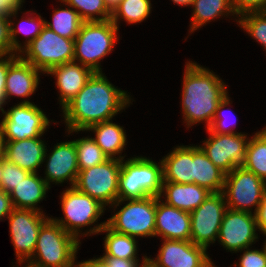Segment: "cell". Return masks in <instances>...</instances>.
<instances>
[{
    "label": "cell",
    "mask_w": 266,
    "mask_h": 267,
    "mask_svg": "<svg viewBox=\"0 0 266 267\" xmlns=\"http://www.w3.org/2000/svg\"><path fill=\"white\" fill-rule=\"evenodd\" d=\"M192 6L191 33L219 16L236 14L231 0H194Z\"/></svg>",
    "instance_id": "83f0119b"
},
{
    "label": "cell",
    "mask_w": 266,
    "mask_h": 267,
    "mask_svg": "<svg viewBox=\"0 0 266 267\" xmlns=\"http://www.w3.org/2000/svg\"><path fill=\"white\" fill-rule=\"evenodd\" d=\"M206 251L191 240L163 239L159 254L151 261L157 267H216Z\"/></svg>",
    "instance_id": "2e32d148"
},
{
    "label": "cell",
    "mask_w": 266,
    "mask_h": 267,
    "mask_svg": "<svg viewBox=\"0 0 266 267\" xmlns=\"http://www.w3.org/2000/svg\"><path fill=\"white\" fill-rule=\"evenodd\" d=\"M207 68L187 62L183 78L182 113L188 127L206 121L211 126L219 103L228 95L226 84Z\"/></svg>",
    "instance_id": "7a4b0ae2"
},
{
    "label": "cell",
    "mask_w": 266,
    "mask_h": 267,
    "mask_svg": "<svg viewBox=\"0 0 266 267\" xmlns=\"http://www.w3.org/2000/svg\"><path fill=\"white\" fill-rule=\"evenodd\" d=\"M241 28L266 49V12H249L237 21Z\"/></svg>",
    "instance_id": "e575fe53"
},
{
    "label": "cell",
    "mask_w": 266,
    "mask_h": 267,
    "mask_svg": "<svg viewBox=\"0 0 266 267\" xmlns=\"http://www.w3.org/2000/svg\"><path fill=\"white\" fill-rule=\"evenodd\" d=\"M14 209L10 195L3 190H0V219L4 216L5 218L12 212Z\"/></svg>",
    "instance_id": "ee69618b"
},
{
    "label": "cell",
    "mask_w": 266,
    "mask_h": 267,
    "mask_svg": "<svg viewBox=\"0 0 266 267\" xmlns=\"http://www.w3.org/2000/svg\"><path fill=\"white\" fill-rule=\"evenodd\" d=\"M266 191V182L243 167L225 174L222 190L227 208L256 214ZM252 207V208H251Z\"/></svg>",
    "instance_id": "9c48e42d"
},
{
    "label": "cell",
    "mask_w": 266,
    "mask_h": 267,
    "mask_svg": "<svg viewBox=\"0 0 266 267\" xmlns=\"http://www.w3.org/2000/svg\"><path fill=\"white\" fill-rule=\"evenodd\" d=\"M150 0H123L112 12L111 21L119 29V19L128 24L141 23L151 12Z\"/></svg>",
    "instance_id": "4dcf8cb0"
},
{
    "label": "cell",
    "mask_w": 266,
    "mask_h": 267,
    "mask_svg": "<svg viewBox=\"0 0 266 267\" xmlns=\"http://www.w3.org/2000/svg\"><path fill=\"white\" fill-rule=\"evenodd\" d=\"M137 267H157L150 259V257L143 256L142 264Z\"/></svg>",
    "instance_id": "c3c4849f"
},
{
    "label": "cell",
    "mask_w": 266,
    "mask_h": 267,
    "mask_svg": "<svg viewBox=\"0 0 266 267\" xmlns=\"http://www.w3.org/2000/svg\"><path fill=\"white\" fill-rule=\"evenodd\" d=\"M2 131L0 129V158H4V138Z\"/></svg>",
    "instance_id": "f907efd6"
},
{
    "label": "cell",
    "mask_w": 266,
    "mask_h": 267,
    "mask_svg": "<svg viewBox=\"0 0 266 267\" xmlns=\"http://www.w3.org/2000/svg\"><path fill=\"white\" fill-rule=\"evenodd\" d=\"M40 72L42 73L19 56L8 68L5 86L6 100L12 95L22 98L31 96L39 85Z\"/></svg>",
    "instance_id": "44dd1931"
},
{
    "label": "cell",
    "mask_w": 266,
    "mask_h": 267,
    "mask_svg": "<svg viewBox=\"0 0 266 267\" xmlns=\"http://www.w3.org/2000/svg\"><path fill=\"white\" fill-rule=\"evenodd\" d=\"M0 56V110L3 111L4 109L2 106L5 104L6 97H5V86H6V76L8 72L9 66L19 57V54H9V56L5 55Z\"/></svg>",
    "instance_id": "60d3db41"
},
{
    "label": "cell",
    "mask_w": 266,
    "mask_h": 267,
    "mask_svg": "<svg viewBox=\"0 0 266 267\" xmlns=\"http://www.w3.org/2000/svg\"><path fill=\"white\" fill-rule=\"evenodd\" d=\"M83 22L75 9H55L52 23L45 21V26L61 37L74 40Z\"/></svg>",
    "instance_id": "f546056e"
},
{
    "label": "cell",
    "mask_w": 266,
    "mask_h": 267,
    "mask_svg": "<svg viewBox=\"0 0 266 267\" xmlns=\"http://www.w3.org/2000/svg\"><path fill=\"white\" fill-rule=\"evenodd\" d=\"M139 259L115 258V267H137Z\"/></svg>",
    "instance_id": "bcb514c9"
},
{
    "label": "cell",
    "mask_w": 266,
    "mask_h": 267,
    "mask_svg": "<svg viewBox=\"0 0 266 267\" xmlns=\"http://www.w3.org/2000/svg\"><path fill=\"white\" fill-rule=\"evenodd\" d=\"M155 236L168 240H190V213L177 209L156 197Z\"/></svg>",
    "instance_id": "ac0fdd59"
},
{
    "label": "cell",
    "mask_w": 266,
    "mask_h": 267,
    "mask_svg": "<svg viewBox=\"0 0 266 267\" xmlns=\"http://www.w3.org/2000/svg\"><path fill=\"white\" fill-rule=\"evenodd\" d=\"M75 146L79 170L100 165L109 159L92 137L77 139Z\"/></svg>",
    "instance_id": "d6a6232c"
},
{
    "label": "cell",
    "mask_w": 266,
    "mask_h": 267,
    "mask_svg": "<svg viewBox=\"0 0 266 267\" xmlns=\"http://www.w3.org/2000/svg\"><path fill=\"white\" fill-rule=\"evenodd\" d=\"M160 164V165H159ZM157 164L147 157L121 160L118 182V200L162 197V162Z\"/></svg>",
    "instance_id": "277c9868"
},
{
    "label": "cell",
    "mask_w": 266,
    "mask_h": 267,
    "mask_svg": "<svg viewBox=\"0 0 266 267\" xmlns=\"http://www.w3.org/2000/svg\"><path fill=\"white\" fill-rule=\"evenodd\" d=\"M26 24L30 26H23V22L19 21V28L14 25L12 20H10V39H11V44H12V49L18 54L27 46L29 45L35 38H37L41 31L42 28L45 26V20L39 16L37 19L36 17H28V19H23ZM23 24V25H22ZM14 25V26H13ZM16 27V28H14ZM23 33L28 37V40L26 39V43L22 47L21 43L18 42L16 35Z\"/></svg>",
    "instance_id": "836d02e7"
},
{
    "label": "cell",
    "mask_w": 266,
    "mask_h": 267,
    "mask_svg": "<svg viewBox=\"0 0 266 267\" xmlns=\"http://www.w3.org/2000/svg\"><path fill=\"white\" fill-rule=\"evenodd\" d=\"M227 209L222 192L211 193L198 208L190 213V240L207 249L210 243L218 239L221 222Z\"/></svg>",
    "instance_id": "5bb4252c"
},
{
    "label": "cell",
    "mask_w": 266,
    "mask_h": 267,
    "mask_svg": "<svg viewBox=\"0 0 266 267\" xmlns=\"http://www.w3.org/2000/svg\"><path fill=\"white\" fill-rule=\"evenodd\" d=\"M255 215L259 230L266 234V191Z\"/></svg>",
    "instance_id": "f6af8a7d"
},
{
    "label": "cell",
    "mask_w": 266,
    "mask_h": 267,
    "mask_svg": "<svg viewBox=\"0 0 266 267\" xmlns=\"http://www.w3.org/2000/svg\"><path fill=\"white\" fill-rule=\"evenodd\" d=\"M50 186L37 173H30L10 193L13 207L16 209H32L41 212L40 203Z\"/></svg>",
    "instance_id": "cb8c5ba5"
},
{
    "label": "cell",
    "mask_w": 266,
    "mask_h": 267,
    "mask_svg": "<svg viewBox=\"0 0 266 267\" xmlns=\"http://www.w3.org/2000/svg\"><path fill=\"white\" fill-rule=\"evenodd\" d=\"M46 156V176L43 178L46 183L50 186V182L59 184L69 180L70 187H74L79 173L75 140L57 143L49 155L46 149Z\"/></svg>",
    "instance_id": "e0dca14e"
},
{
    "label": "cell",
    "mask_w": 266,
    "mask_h": 267,
    "mask_svg": "<svg viewBox=\"0 0 266 267\" xmlns=\"http://www.w3.org/2000/svg\"><path fill=\"white\" fill-rule=\"evenodd\" d=\"M24 0H0V16L15 17Z\"/></svg>",
    "instance_id": "b9f144b4"
},
{
    "label": "cell",
    "mask_w": 266,
    "mask_h": 267,
    "mask_svg": "<svg viewBox=\"0 0 266 267\" xmlns=\"http://www.w3.org/2000/svg\"><path fill=\"white\" fill-rule=\"evenodd\" d=\"M239 264L234 266L239 267H266V253L262 250H250L249 247L244 250Z\"/></svg>",
    "instance_id": "74e56055"
},
{
    "label": "cell",
    "mask_w": 266,
    "mask_h": 267,
    "mask_svg": "<svg viewBox=\"0 0 266 267\" xmlns=\"http://www.w3.org/2000/svg\"><path fill=\"white\" fill-rule=\"evenodd\" d=\"M79 267H115V257H101L78 263Z\"/></svg>",
    "instance_id": "7bdbcfd3"
},
{
    "label": "cell",
    "mask_w": 266,
    "mask_h": 267,
    "mask_svg": "<svg viewBox=\"0 0 266 267\" xmlns=\"http://www.w3.org/2000/svg\"><path fill=\"white\" fill-rule=\"evenodd\" d=\"M10 17L0 16V56L17 54L10 39Z\"/></svg>",
    "instance_id": "ab89813d"
},
{
    "label": "cell",
    "mask_w": 266,
    "mask_h": 267,
    "mask_svg": "<svg viewBox=\"0 0 266 267\" xmlns=\"http://www.w3.org/2000/svg\"><path fill=\"white\" fill-rule=\"evenodd\" d=\"M93 73L91 69L75 61L52 67L47 72L56 77L62 108L78 94Z\"/></svg>",
    "instance_id": "ffe728a7"
},
{
    "label": "cell",
    "mask_w": 266,
    "mask_h": 267,
    "mask_svg": "<svg viewBox=\"0 0 266 267\" xmlns=\"http://www.w3.org/2000/svg\"><path fill=\"white\" fill-rule=\"evenodd\" d=\"M61 202L64 219H52L78 240L80 234H83L80 233V228L97 222L105 210V206L99 201L81 193L75 187L63 191Z\"/></svg>",
    "instance_id": "8fae6325"
},
{
    "label": "cell",
    "mask_w": 266,
    "mask_h": 267,
    "mask_svg": "<svg viewBox=\"0 0 266 267\" xmlns=\"http://www.w3.org/2000/svg\"><path fill=\"white\" fill-rule=\"evenodd\" d=\"M86 131L95 132L93 138L96 144L109 158L124 160L125 156L115 157L121 154L126 144V132L122 126L112 123L110 120L90 126Z\"/></svg>",
    "instance_id": "4316f807"
},
{
    "label": "cell",
    "mask_w": 266,
    "mask_h": 267,
    "mask_svg": "<svg viewBox=\"0 0 266 267\" xmlns=\"http://www.w3.org/2000/svg\"><path fill=\"white\" fill-rule=\"evenodd\" d=\"M107 8L113 12L123 0H103Z\"/></svg>",
    "instance_id": "7dc6e473"
},
{
    "label": "cell",
    "mask_w": 266,
    "mask_h": 267,
    "mask_svg": "<svg viewBox=\"0 0 266 267\" xmlns=\"http://www.w3.org/2000/svg\"><path fill=\"white\" fill-rule=\"evenodd\" d=\"M129 201L121 210L107 220V225L116 232L132 237H154L156 217V197L117 200L112 206Z\"/></svg>",
    "instance_id": "52a82bcc"
},
{
    "label": "cell",
    "mask_w": 266,
    "mask_h": 267,
    "mask_svg": "<svg viewBox=\"0 0 266 267\" xmlns=\"http://www.w3.org/2000/svg\"><path fill=\"white\" fill-rule=\"evenodd\" d=\"M249 140L243 168L266 182V127Z\"/></svg>",
    "instance_id": "f1b7e54d"
},
{
    "label": "cell",
    "mask_w": 266,
    "mask_h": 267,
    "mask_svg": "<svg viewBox=\"0 0 266 267\" xmlns=\"http://www.w3.org/2000/svg\"><path fill=\"white\" fill-rule=\"evenodd\" d=\"M30 172L3 158L1 190L10 193Z\"/></svg>",
    "instance_id": "d590c367"
},
{
    "label": "cell",
    "mask_w": 266,
    "mask_h": 267,
    "mask_svg": "<svg viewBox=\"0 0 266 267\" xmlns=\"http://www.w3.org/2000/svg\"><path fill=\"white\" fill-rule=\"evenodd\" d=\"M100 232L107 233L106 237L104 238L105 255L102 257L137 259V241L135 237L114 231L107 225V221L92 227V229L90 227V230L84 233L83 236L88 234L95 235Z\"/></svg>",
    "instance_id": "d4e9b609"
},
{
    "label": "cell",
    "mask_w": 266,
    "mask_h": 267,
    "mask_svg": "<svg viewBox=\"0 0 266 267\" xmlns=\"http://www.w3.org/2000/svg\"><path fill=\"white\" fill-rule=\"evenodd\" d=\"M236 17L249 12H266V0H231Z\"/></svg>",
    "instance_id": "8d00e7d4"
},
{
    "label": "cell",
    "mask_w": 266,
    "mask_h": 267,
    "mask_svg": "<svg viewBox=\"0 0 266 267\" xmlns=\"http://www.w3.org/2000/svg\"><path fill=\"white\" fill-rule=\"evenodd\" d=\"M168 154L161 160L163 182L193 183V146H177Z\"/></svg>",
    "instance_id": "603a6c76"
},
{
    "label": "cell",
    "mask_w": 266,
    "mask_h": 267,
    "mask_svg": "<svg viewBox=\"0 0 266 267\" xmlns=\"http://www.w3.org/2000/svg\"><path fill=\"white\" fill-rule=\"evenodd\" d=\"M264 235H266V234H264ZM264 244H265V245H263V246H264L263 249H264V251H265V253H266V241H265Z\"/></svg>",
    "instance_id": "f5cc1de1"
},
{
    "label": "cell",
    "mask_w": 266,
    "mask_h": 267,
    "mask_svg": "<svg viewBox=\"0 0 266 267\" xmlns=\"http://www.w3.org/2000/svg\"><path fill=\"white\" fill-rule=\"evenodd\" d=\"M0 129L4 141L41 137L49 126L46 114L30 101L24 100L10 110L2 111ZM6 136V137H5Z\"/></svg>",
    "instance_id": "30bf717a"
},
{
    "label": "cell",
    "mask_w": 266,
    "mask_h": 267,
    "mask_svg": "<svg viewBox=\"0 0 266 267\" xmlns=\"http://www.w3.org/2000/svg\"><path fill=\"white\" fill-rule=\"evenodd\" d=\"M256 215L227 208L221 222L218 239L228 251L241 252L258 239Z\"/></svg>",
    "instance_id": "9a60e30c"
},
{
    "label": "cell",
    "mask_w": 266,
    "mask_h": 267,
    "mask_svg": "<svg viewBox=\"0 0 266 267\" xmlns=\"http://www.w3.org/2000/svg\"><path fill=\"white\" fill-rule=\"evenodd\" d=\"M224 182L225 173L210 161L200 146H193V183L219 193Z\"/></svg>",
    "instance_id": "484cf974"
},
{
    "label": "cell",
    "mask_w": 266,
    "mask_h": 267,
    "mask_svg": "<svg viewBox=\"0 0 266 267\" xmlns=\"http://www.w3.org/2000/svg\"><path fill=\"white\" fill-rule=\"evenodd\" d=\"M164 192L165 203L189 213L198 208L212 193L195 183L178 184L174 182H163L161 195Z\"/></svg>",
    "instance_id": "7402d4cb"
},
{
    "label": "cell",
    "mask_w": 266,
    "mask_h": 267,
    "mask_svg": "<svg viewBox=\"0 0 266 267\" xmlns=\"http://www.w3.org/2000/svg\"><path fill=\"white\" fill-rule=\"evenodd\" d=\"M207 131L210 137L200 147L215 166L225 174L244 166L249 141L246 134H219L209 129Z\"/></svg>",
    "instance_id": "4fadbf2b"
},
{
    "label": "cell",
    "mask_w": 266,
    "mask_h": 267,
    "mask_svg": "<svg viewBox=\"0 0 266 267\" xmlns=\"http://www.w3.org/2000/svg\"><path fill=\"white\" fill-rule=\"evenodd\" d=\"M48 218L43 211L32 209L14 208L8 215L11 243L18 258V264L32 259L40 228Z\"/></svg>",
    "instance_id": "7c38bea8"
},
{
    "label": "cell",
    "mask_w": 266,
    "mask_h": 267,
    "mask_svg": "<svg viewBox=\"0 0 266 267\" xmlns=\"http://www.w3.org/2000/svg\"><path fill=\"white\" fill-rule=\"evenodd\" d=\"M121 160L109 158L104 163L79 170L74 187L99 201L103 206H112L118 200V182Z\"/></svg>",
    "instance_id": "ba28073f"
},
{
    "label": "cell",
    "mask_w": 266,
    "mask_h": 267,
    "mask_svg": "<svg viewBox=\"0 0 266 267\" xmlns=\"http://www.w3.org/2000/svg\"><path fill=\"white\" fill-rule=\"evenodd\" d=\"M130 101L128 94L112 85L102 72H94L62 108L67 132L85 131L94 124L112 120Z\"/></svg>",
    "instance_id": "6da1fadb"
},
{
    "label": "cell",
    "mask_w": 266,
    "mask_h": 267,
    "mask_svg": "<svg viewBox=\"0 0 266 267\" xmlns=\"http://www.w3.org/2000/svg\"><path fill=\"white\" fill-rule=\"evenodd\" d=\"M65 5L75 8L84 22L107 21L112 12L103 0H61Z\"/></svg>",
    "instance_id": "1f68e13d"
},
{
    "label": "cell",
    "mask_w": 266,
    "mask_h": 267,
    "mask_svg": "<svg viewBox=\"0 0 266 267\" xmlns=\"http://www.w3.org/2000/svg\"><path fill=\"white\" fill-rule=\"evenodd\" d=\"M79 241L48 218L40 228L32 259L24 267H72L76 265Z\"/></svg>",
    "instance_id": "3957f363"
},
{
    "label": "cell",
    "mask_w": 266,
    "mask_h": 267,
    "mask_svg": "<svg viewBox=\"0 0 266 267\" xmlns=\"http://www.w3.org/2000/svg\"><path fill=\"white\" fill-rule=\"evenodd\" d=\"M118 28L110 20L83 22L74 39V60L93 72H102L99 61L118 41Z\"/></svg>",
    "instance_id": "5b68a950"
},
{
    "label": "cell",
    "mask_w": 266,
    "mask_h": 267,
    "mask_svg": "<svg viewBox=\"0 0 266 267\" xmlns=\"http://www.w3.org/2000/svg\"><path fill=\"white\" fill-rule=\"evenodd\" d=\"M3 158H0V190L2 184Z\"/></svg>",
    "instance_id": "816d5d0a"
},
{
    "label": "cell",
    "mask_w": 266,
    "mask_h": 267,
    "mask_svg": "<svg viewBox=\"0 0 266 267\" xmlns=\"http://www.w3.org/2000/svg\"><path fill=\"white\" fill-rule=\"evenodd\" d=\"M19 55L25 62L47 73L52 67L74 60V40L59 36L44 26L40 35Z\"/></svg>",
    "instance_id": "8992f818"
},
{
    "label": "cell",
    "mask_w": 266,
    "mask_h": 267,
    "mask_svg": "<svg viewBox=\"0 0 266 267\" xmlns=\"http://www.w3.org/2000/svg\"><path fill=\"white\" fill-rule=\"evenodd\" d=\"M4 142V159L30 173H37L46 160V144L40 137Z\"/></svg>",
    "instance_id": "d6986e66"
},
{
    "label": "cell",
    "mask_w": 266,
    "mask_h": 267,
    "mask_svg": "<svg viewBox=\"0 0 266 267\" xmlns=\"http://www.w3.org/2000/svg\"><path fill=\"white\" fill-rule=\"evenodd\" d=\"M230 99L229 96L227 95L218 105L215 116L213 118V122L211 126L208 128L211 132L214 133H219V134H232V133H239V132H234L231 130L232 128L227 127V122L222 118L221 113L222 110L229 105ZM229 124V123H228Z\"/></svg>",
    "instance_id": "f35d334b"
},
{
    "label": "cell",
    "mask_w": 266,
    "mask_h": 267,
    "mask_svg": "<svg viewBox=\"0 0 266 267\" xmlns=\"http://www.w3.org/2000/svg\"><path fill=\"white\" fill-rule=\"evenodd\" d=\"M175 4H178L179 6H192L194 0H172Z\"/></svg>",
    "instance_id": "681fc988"
}]
</instances>
